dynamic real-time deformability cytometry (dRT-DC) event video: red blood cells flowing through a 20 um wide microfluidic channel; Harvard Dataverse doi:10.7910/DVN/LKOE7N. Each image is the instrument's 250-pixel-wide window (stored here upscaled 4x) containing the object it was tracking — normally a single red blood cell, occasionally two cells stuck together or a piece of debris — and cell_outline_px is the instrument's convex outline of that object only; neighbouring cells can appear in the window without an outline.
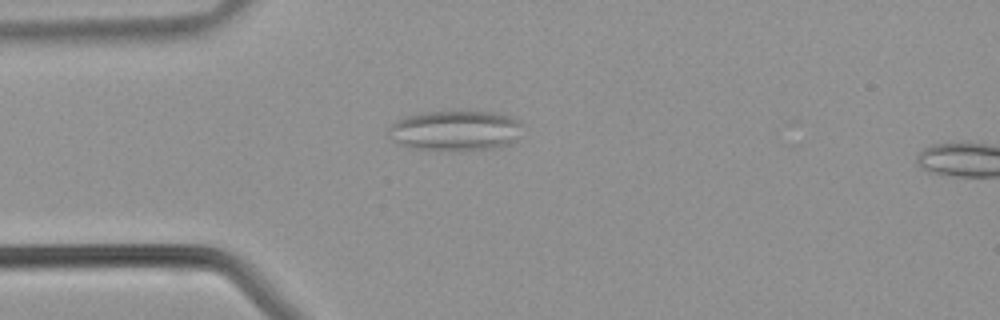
{"species": "common noctule bat (a hibernating species)", "species_latin": "Nyctalus noctula", "temperature_condition": "warm", "stored_images_in_passage": 41, "camera_frame_rate_fps": 3000, "um_per_image_px": 0.085, "animal": {"sex": "male", "body_mass_g": 21.5, "forearm_length_mm": 52.0}, "frame": {"image": 1, "passage_image": 11, "time_ms": 3.333, "image_size_px": [1000, 320], "cell_outline_px": [[520, 124], [508, 144], [488, 148], [412, 148], [396, 144], [388, 136], [388, 128], [392, 124], [408, 116], [424, 112], [492, 112], [508, 116], [516, 120]], "centroid_in_image_um": [38.56, 11.07], "position_along_channel_um": 46.4, "area_um2": 29.71}}
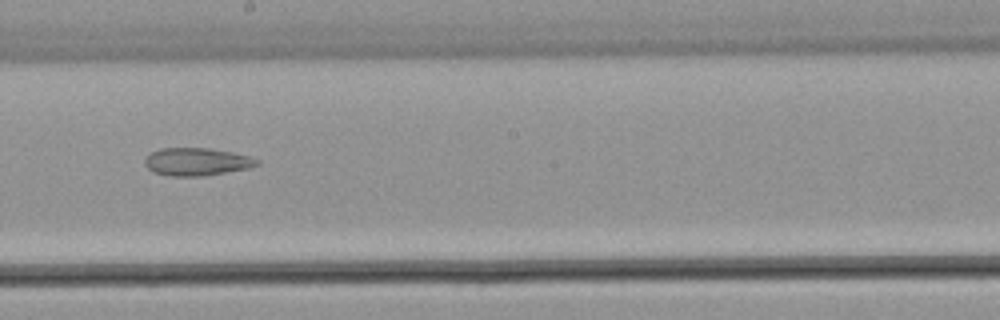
{"frame": {"image": 2, "passage_image": 23, "time_ms": 7.333, "image_size_px": [1000, 320], "cell_outline_px": [[260, 164], [248, 168], [204, 176], [168, 176], [152, 172], [144, 164], [144, 160], [152, 152], [160, 148], [208, 148], [232, 152], [248, 156], [260, 160]], "centroid_in_image_um": [16.71, 13.75], "position_along_channel_um": 231.5, "area_um2": 18.15}}
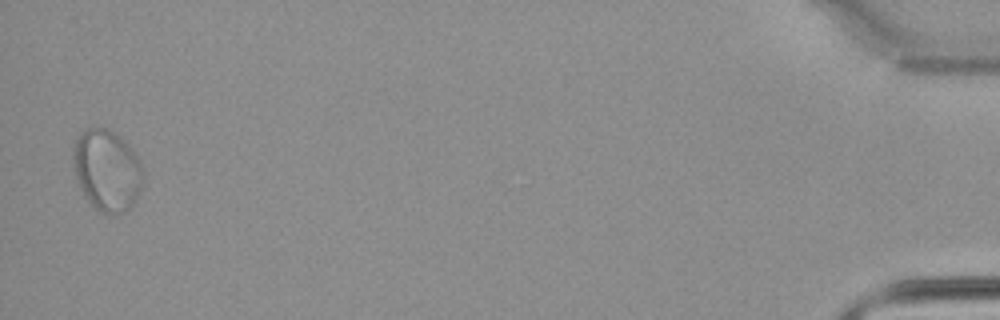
{"frame": {"image": 3, "passage_image": 41, "time_ms": 13.333, "image_size_px": [1000, 320], "cell_outline_px": [[144, 184], [132, 204], [124, 212], [100, 212], [92, 204], [84, 192], [76, 176], [72, 156], [76, 140], [80, 132], [84, 128], [108, 128], [116, 132], [128, 144], [140, 160], [144, 176]], "centroid_in_image_um": [9.12, 14.41], "position_along_channel_um": 426.1, "area_um2": 32.83}}